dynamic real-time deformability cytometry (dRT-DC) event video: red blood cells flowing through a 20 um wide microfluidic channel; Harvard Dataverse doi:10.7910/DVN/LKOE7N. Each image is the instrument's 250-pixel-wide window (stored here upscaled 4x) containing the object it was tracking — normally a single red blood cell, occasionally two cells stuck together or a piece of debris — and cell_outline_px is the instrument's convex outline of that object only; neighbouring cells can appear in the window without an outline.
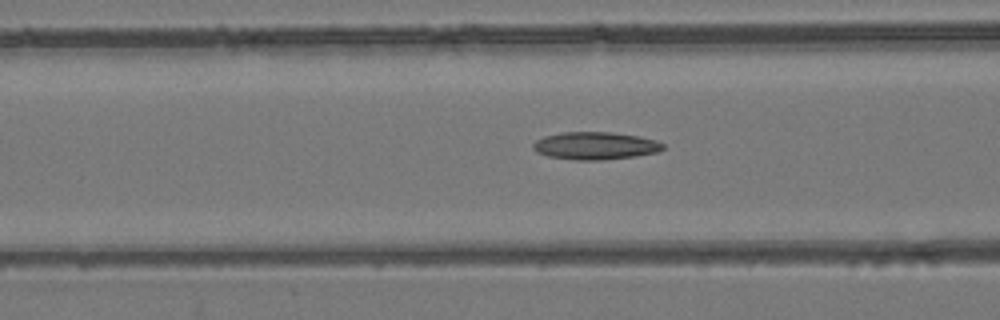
{"species": "common noctule bat (a hibernating species)", "species_latin": "Nyctalus noctula", "temperature_condition": "room temperature", "stored_images_in_passage": 54, "camera_frame_rate_fps": 3000, "um_per_image_px": 0.085, "animal": {"sex": "female", "body_mass_g": 24.6, "forearm_length_mm": 56.2}, "frame": {"image": 1, "passage_image": 22, "time_ms": 7.0, "image_size_px": [1000, 320], "cell_outline_px": [[664, 148], [656, 152], [636, 156], [600, 160], [576, 160], [548, 156], [536, 152], [532, 148], [532, 144], [536, 140], [544, 136], [564, 132], [612, 132], [636, 136], [656, 140], [664, 144]], "centroid_in_image_um": [50.57, 12.39], "position_along_channel_um": 116.0, "area_um2": 20.81}}
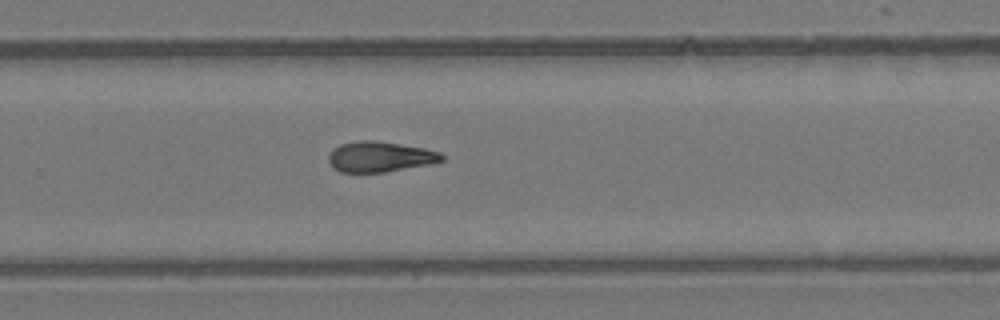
{"frame": {"image": 2, "passage_image": 36, "time_ms": 11.667, "image_size_px": [1000, 320], "cell_outline_px": [[444, 160], [428, 164], [384, 172], [340, 172], [328, 160], [328, 156], [340, 144], [360, 140], [372, 140], [400, 144], [424, 148], [440, 152], [444, 156]], "centroid_in_image_um": [32.32, 13.32], "position_along_channel_um": 297.5, "area_um2": 19.71}}
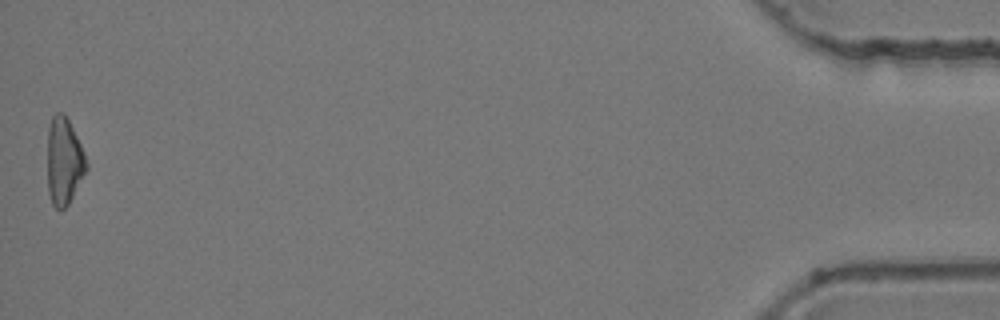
{"frame": {"image": 3, "passage_image": 54, "time_ms": 17.667, "image_size_px": [1000, 320], "cell_outline_px": [[88, 168], [68, 204], [64, 208], [56, 208], [52, 204], [48, 192], [48, 128], [52, 116], [56, 112], [60, 112], [68, 120], [84, 152], [88, 164]], "centroid_in_image_um": [5.44, 13.71], "position_along_channel_um": 429.8, "area_um2": 19.48}, "authors_computed_cell_mechanics": {"area_um2": 20.1722, "velocity_mm_per_s": 3.897, "shape_relaxation_time_tau1_ms": null, "shape_relaxation_time_tau2_ms": 6.6232, "deformation_change_tau1": null, "deformation_change_tau2": 0.1809}}